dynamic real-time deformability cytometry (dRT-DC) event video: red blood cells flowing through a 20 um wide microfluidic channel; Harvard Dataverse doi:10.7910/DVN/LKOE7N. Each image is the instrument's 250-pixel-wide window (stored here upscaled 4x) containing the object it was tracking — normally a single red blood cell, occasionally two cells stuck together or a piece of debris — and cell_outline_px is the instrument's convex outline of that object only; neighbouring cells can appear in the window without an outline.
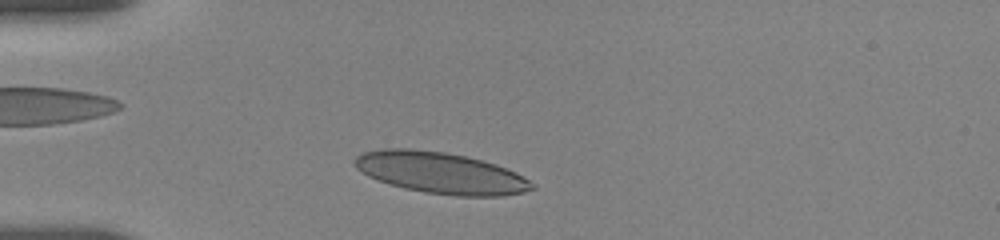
{"species": "human", "species_latin": "Homo sapiens", "temperature_condition": "room temperature", "stored_images_in_passage": 4, "camera_frame_rate_fps": 3000, "um_per_image_px": 0.085, "donor": {"sex": "female"}, "frame": {"image": 1, "passage_image": 3, "time_ms": 0.333, "image_size_px": [1000, 240], "cell_outline_px": [[536, 188], [524, 192], [500, 196], [456, 196], [424, 192], [404, 188], [368, 176], [356, 168], [352, 160], [360, 152], [384, 148], [408, 148], [444, 152], [464, 156], [496, 164], [516, 172], [536, 184]], "centroid_in_image_um": [37.45, 14.69], "position_along_channel_um": 47.5, "area_um2": 42.77}}